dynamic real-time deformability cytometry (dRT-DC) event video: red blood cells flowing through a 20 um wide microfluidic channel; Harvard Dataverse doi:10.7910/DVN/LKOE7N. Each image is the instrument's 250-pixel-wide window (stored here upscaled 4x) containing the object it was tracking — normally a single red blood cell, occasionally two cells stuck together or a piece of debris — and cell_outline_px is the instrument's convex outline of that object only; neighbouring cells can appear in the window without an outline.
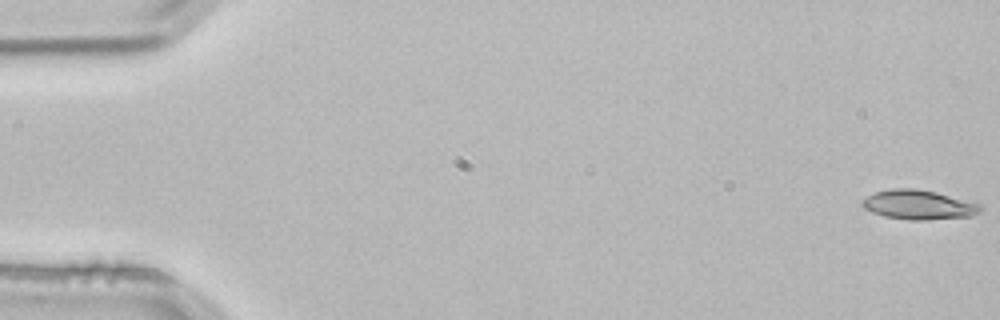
{"species": "common noctule bat (a hibernating species)", "species_latin": "Nyctalus noctula", "temperature_condition": "room temperature", "stored_images_in_passage": 4, "camera_frame_rate_fps": 3000, "um_per_image_px": 0.085, "animal": {"sex": "male", "body_mass_g": 21.5, "forearm_length_mm": 52.0}, "frame": {"image": 1, "passage_image": 1, "time_ms": 0.0, "image_size_px": [1000, 320], "cell_outline_px": [[984, 208], [980, 212], [972, 216], [928, 220], [908, 220], [884, 216], [872, 212], [864, 208], [860, 204], [860, 200], [876, 192], [892, 188], [916, 188], [936, 192], [980, 204]], "centroid_in_image_um": [78.08, 17.41], "position_along_channel_um": 6.9, "area_um2": 20.4}}
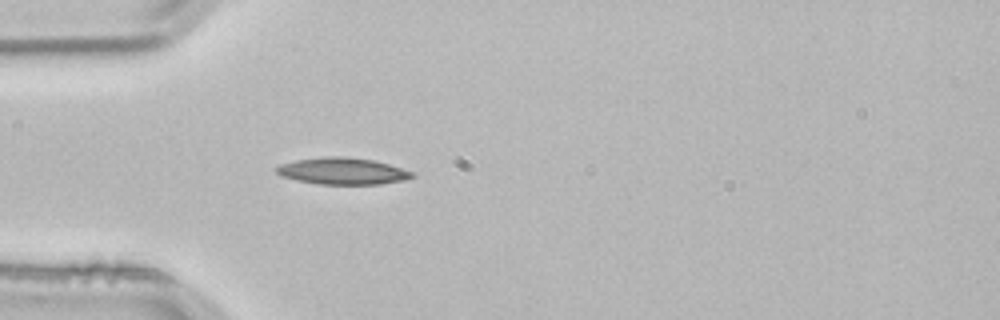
{"frame": {"image": 2, "passage_image": 4, "time_ms": 1.0, "image_size_px": [1000, 320], "cell_outline_px": [[416, 176], [404, 180], [380, 184], [320, 184], [296, 180], [280, 176], [276, 172], [276, 168], [280, 164], [296, 160], [324, 156], [344, 156], [372, 160], [388, 164], [412, 172]], "centroid_in_image_um": [29.09, 14.54], "position_along_channel_um": 55.9, "area_um2": 21.04}}